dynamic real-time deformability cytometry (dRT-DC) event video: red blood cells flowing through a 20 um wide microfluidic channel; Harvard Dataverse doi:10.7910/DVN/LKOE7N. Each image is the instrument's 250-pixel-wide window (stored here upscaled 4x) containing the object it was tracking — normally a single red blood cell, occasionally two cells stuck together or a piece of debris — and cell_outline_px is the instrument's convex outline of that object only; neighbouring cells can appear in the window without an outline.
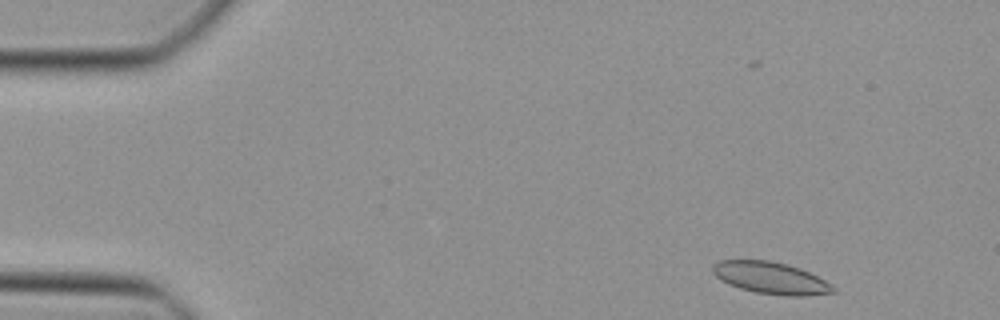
{"species": "Egyptian fruit bat (a non-hibernating species)", "species_latin": "Rousettus aegyptiacus", "temperature_condition": "cold", "stored_images_in_passage": 15, "camera_frame_rate_fps": 3000, "um_per_image_px": 0.085, "animal": {"sex": "female"}, "frame": {"image": 1, "passage_image": 3, "time_ms": 0.667, "image_size_px": [1000, 320], "cell_outline_px": [[836, 292], [808, 296], [788, 296], [756, 292], [740, 288], [720, 280], [712, 272], [712, 264], [720, 260], [768, 260], [788, 264], [800, 268], [832, 284], [836, 288]], "centroid_in_image_um": [65.52, 23.62], "position_along_channel_um": 19.5, "area_um2": 22.43}}
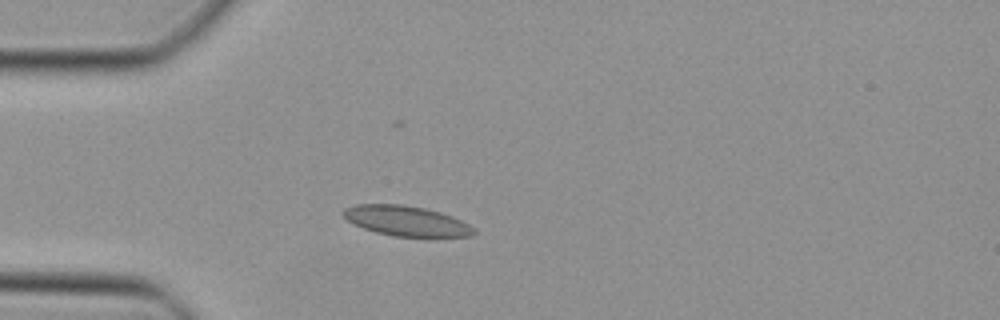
{"frame": {"image": 2, "passage_image": 11, "time_ms": 3.333, "image_size_px": [1000, 320], "cell_outline_px": [[476, 232], [472, 236], [436, 240], [428, 240], [392, 236], [376, 232], [364, 228], [348, 220], [344, 216], [344, 208], [356, 204], [404, 204], [424, 208], [440, 212], [452, 216], [476, 228]], "centroid_in_image_um": [34.67, 18.84], "position_along_channel_um": 50.3, "area_um2": 23.93}}